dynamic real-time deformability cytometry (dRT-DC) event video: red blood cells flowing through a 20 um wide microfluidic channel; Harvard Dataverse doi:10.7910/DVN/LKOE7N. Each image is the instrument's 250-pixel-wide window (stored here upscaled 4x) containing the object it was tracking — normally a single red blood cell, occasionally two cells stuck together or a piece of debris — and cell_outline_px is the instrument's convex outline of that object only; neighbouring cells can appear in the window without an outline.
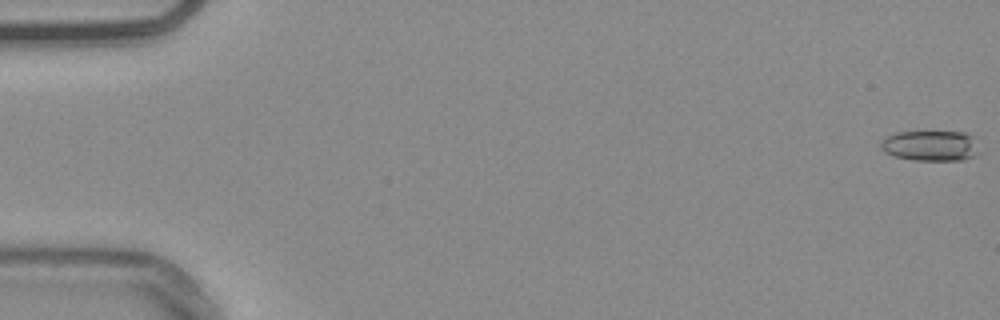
{"species": "common noctule bat (a hibernating species)", "species_latin": "Nyctalus noctula", "temperature_condition": "warm", "stored_images_in_passage": 1, "camera_frame_rate_fps": 3000, "um_per_image_px": 0.085, "animal": {"sex": "male", "body_mass_g": 20.4}, "frame": {"image": 1, "passage_image": 1, "time_ms": 0.0, "image_size_px": [1000, 320], "cell_outline_px": [[980, 152], [976, 156], [960, 160], [916, 160], [896, 156], [884, 152], [880, 148], [880, 140], [884, 136], [896, 132], [964, 132], [972, 136]], "centroid_in_image_um": [79.07, 12.38], "position_along_channel_um": 5.9, "area_um2": 17.57}}